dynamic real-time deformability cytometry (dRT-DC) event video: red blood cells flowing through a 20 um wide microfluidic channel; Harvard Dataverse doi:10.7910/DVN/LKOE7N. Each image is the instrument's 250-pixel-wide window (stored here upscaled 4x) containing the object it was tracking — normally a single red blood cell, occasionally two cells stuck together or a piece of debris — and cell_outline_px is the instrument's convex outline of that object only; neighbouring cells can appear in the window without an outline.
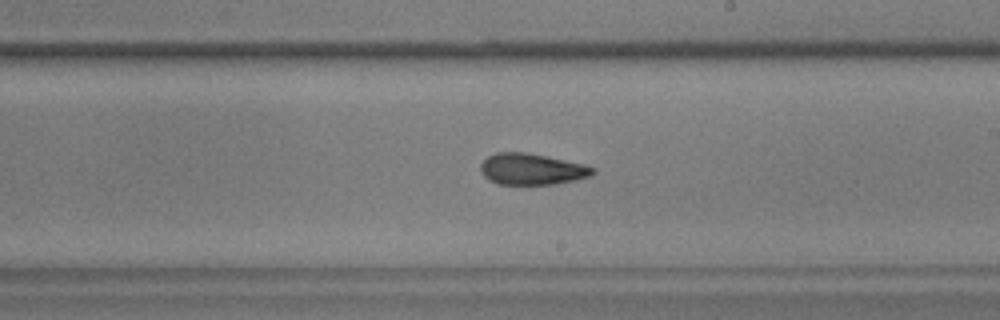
{"species": "common noctule bat (a hibernating species)", "species_latin": "Nyctalus noctula", "temperature_condition": "warm", "stored_images_in_passage": 57, "camera_frame_rate_fps": 3000, "um_per_image_px": 0.085, "animal": {"sex": "male", "body_mass_g": 17.9, "forearm_length_mm": 54.2}, "frame": {"image": 1, "passage_image": 33, "time_ms": 10.667, "image_size_px": [1000, 320], "cell_outline_px": [[596, 172], [592, 176], [576, 180], [556, 184], [500, 184], [488, 180], [480, 172], [480, 164], [488, 156], [496, 152], [524, 152], [584, 164], [596, 168]], "centroid_in_image_um": [45.21, 14.38], "position_along_channel_um": 243.8, "area_um2": 20.52}, "authors_computed_cell_mechanics": {"area_um2": 20.7502, "velocity_mm_per_s": 3.5547, "shape_relaxation_time_tau1_ms": 7.8453, "shape_relaxation_time_tau2_ms": 3.3919, "deformation_change_tau1": 0.1876, "deformation_change_tau2": 0.1117}}